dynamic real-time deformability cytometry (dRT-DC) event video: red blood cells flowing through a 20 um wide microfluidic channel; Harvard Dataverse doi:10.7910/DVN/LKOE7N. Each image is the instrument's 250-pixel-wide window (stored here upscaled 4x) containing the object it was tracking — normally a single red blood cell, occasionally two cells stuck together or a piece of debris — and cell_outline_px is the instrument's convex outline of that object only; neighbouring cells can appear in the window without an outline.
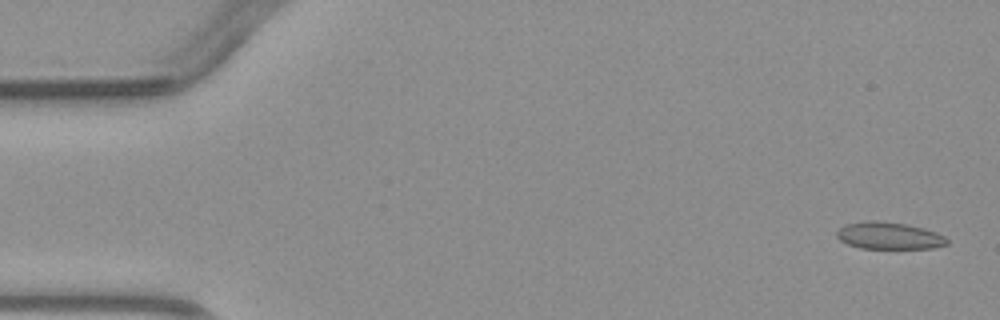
{"species": "common noctule bat (a hibernating species)", "species_latin": "Nyctalus noctula", "temperature_condition": "warm", "stored_images_in_passage": 4, "camera_frame_rate_fps": 3000, "um_per_image_px": 0.085, "animal": {"sex": "male", "body_mass_g": 23.1, "forearm_length_mm": 52.7}, "frame": {"image": 1, "passage_image": 1, "time_ms": 0.0, "image_size_px": [1000, 320], "cell_outline_px": [[948, 244], [932, 248], [860, 248], [848, 244], [840, 240], [836, 236], [836, 232], [844, 224], [864, 220], [880, 220], [904, 224], [924, 228], [936, 232], [944, 236], [948, 240]], "centroid_in_image_um": [75.54, 20.02], "position_along_channel_um": 9.5, "area_um2": 17.46}}
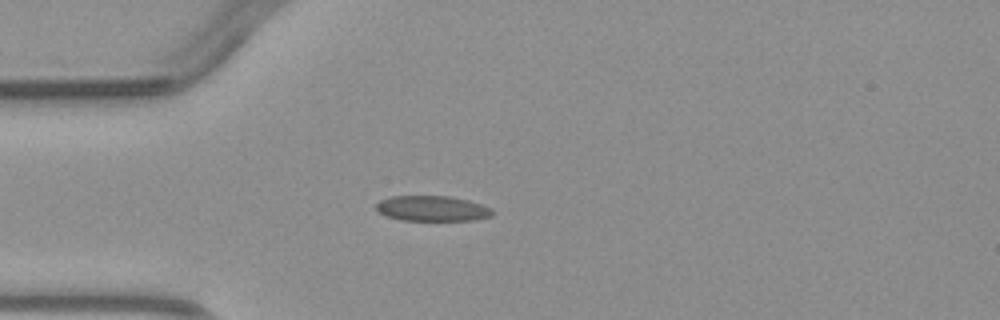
{"frame": {"image": 2, "passage_image": 4, "time_ms": 3.667, "image_size_px": [1000, 320], "cell_outline_px": [[496, 212], [492, 216], [476, 220], [400, 220], [388, 216], [380, 212], [376, 208], [376, 204], [380, 200], [392, 196], [452, 196], [468, 200], [492, 208]], "centroid_in_image_um": [36.8, 17.72], "position_along_channel_um": 48.2, "area_um2": 17.22}}